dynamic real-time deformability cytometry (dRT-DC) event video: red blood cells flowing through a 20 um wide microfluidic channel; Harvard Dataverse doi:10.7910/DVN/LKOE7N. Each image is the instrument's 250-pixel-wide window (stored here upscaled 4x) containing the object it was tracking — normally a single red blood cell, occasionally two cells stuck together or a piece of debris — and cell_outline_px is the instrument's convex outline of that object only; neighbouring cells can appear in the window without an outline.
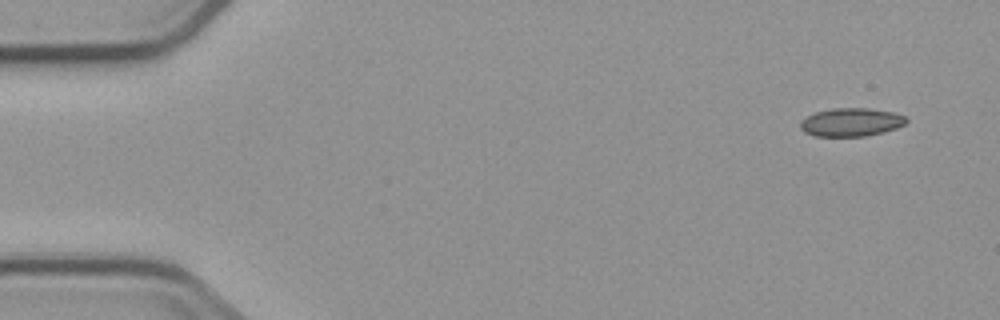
{"species": "common noctule bat (a hibernating species)", "species_latin": "Nyctalus noctula", "temperature_condition": "cold", "stored_images_in_passage": 5, "camera_frame_rate_fps": 3000, "um_per_image_px": 0.085, "animal": {"sex": "male", "body_mass_g": 23.1, "forearm_length_mm": 52.7}, "frame": {"image": 1, "passage_image": 5, "time_ms": 6.0, "image_size_px": [1000, 320], "cell_outline_px": [[908, 120], [904, 124], [896, 128], [884, 132], [864, 136], [816, 136], [804, 132], [800, 128], [800, 120], [816, 112], [832, 108], [868, 108], [892, 112], [904, 116]], "centroid_in_image_um": [72.33, 10.39], "position_along_channel_um": 12.7, "area_um2": 17.4}}